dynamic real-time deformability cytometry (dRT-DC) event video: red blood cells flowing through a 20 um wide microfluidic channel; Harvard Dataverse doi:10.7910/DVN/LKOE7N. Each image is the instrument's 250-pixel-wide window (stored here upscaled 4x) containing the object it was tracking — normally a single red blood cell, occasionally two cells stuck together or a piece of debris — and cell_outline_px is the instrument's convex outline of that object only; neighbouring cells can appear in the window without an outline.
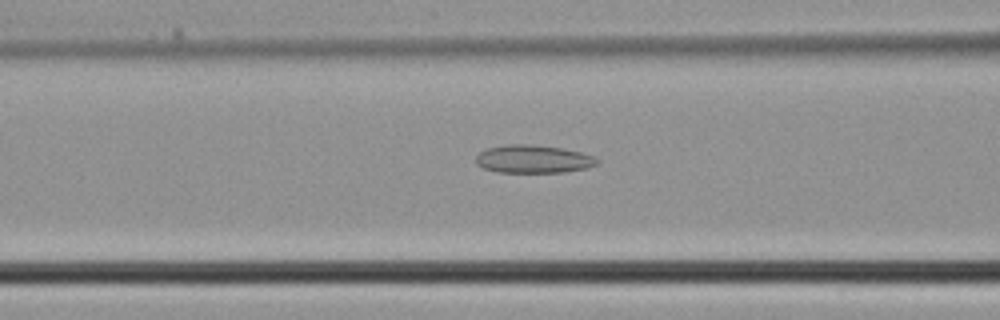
{"species": "common noctule bat (a hibernating species)", "species_latin": "Nyctalus noctula", "temperature_condition": "cold", "stored_images_in_passage": 5, "camera_frame_rate_fps": 3000, "um_per_image_px": 0.085, "animal": {"sex": "male", "body_mass_g": 21.5, "forearm_length_mm": 52.0}, "frame": {"image": 1, "passage_image": 4, "time_ms": 1.0, "image_size_px": [1000, 320], "cell_outline_px": [[600, 160], [596, 164], [584, 168], [564, 172], [500, 172], [484, 168], [476, 164], [476, 156], [480, 152], [488, 148], [508, 144], [532, 144], [560, 148], [580, 152], [592, 156]], "centroid_in_image_um": [45.3, 13.51], "position_along_channel_um": 121.3, "area_um2": 19.54}}